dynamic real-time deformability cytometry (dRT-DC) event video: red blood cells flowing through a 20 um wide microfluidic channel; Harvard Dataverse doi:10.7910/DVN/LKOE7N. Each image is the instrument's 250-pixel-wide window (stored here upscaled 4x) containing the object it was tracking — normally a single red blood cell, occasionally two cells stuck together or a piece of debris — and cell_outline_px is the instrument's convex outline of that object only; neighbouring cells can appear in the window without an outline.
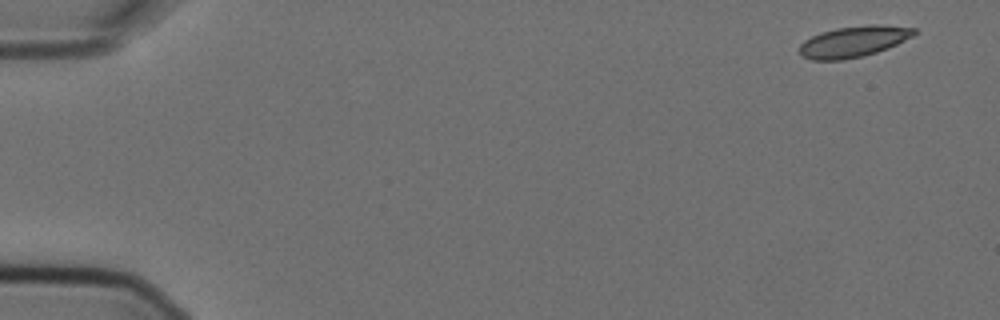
{"species": "Egyptian fruit bat (a non-hibernating species)", "species_latin": "Rousettus aegyptiacus", "temperature_condition": "cold", "stored_images_in_passage": 4, "camera_frame_rate_fps": 3000, "um_per_image_px": 0.085, "animal": {"sex": "female"}, "frame": {"image": 1, "passage_image": 1, "time_ms": 0.0, "image_size_px": [1000, 320], "cell_outline_px": [[916, 32], [912, 36], [896, 44], [876, 52], [844, 60], [812, 60], [800, 56], [800, 44], [804, 40], [820, 32], [836, 28], [872, 24], [880, 24], [916, 28]], "centroid_in_image_um": [72.52, 3.53], "position_along_channel_um": 12.5, "area_um2": 20.63}}